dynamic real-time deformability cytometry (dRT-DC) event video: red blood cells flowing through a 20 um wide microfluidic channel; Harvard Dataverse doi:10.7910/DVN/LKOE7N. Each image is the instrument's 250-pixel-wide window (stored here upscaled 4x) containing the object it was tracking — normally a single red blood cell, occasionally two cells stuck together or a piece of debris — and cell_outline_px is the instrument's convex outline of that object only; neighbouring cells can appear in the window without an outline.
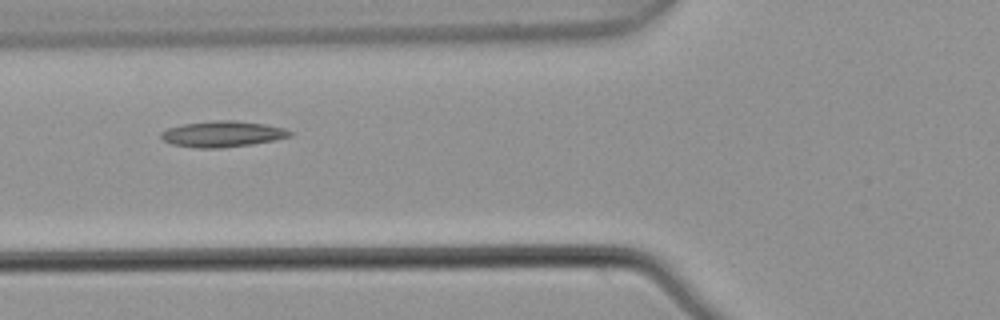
{"species": "common noctule bat (a hibernating species)", "species_latin": "Nyctalus noctula", "temperature_condition": "warm", "stored_images_in_passage": 4, "camera_frame_rate_fps": 3000, "um_per_image_px": 0.085, "animal": {"sex": "male", "body_mass_g": 21.5, "forearm_length_mm": 52.0}, "frame": {"image": 1, "passage_image": 3, "time_ms": 0.667, "image_size_px": [1000, 320], "cell_outline_px": [[292, 136], [252, 144], [220, 148], [196, 148], [172, 144], [164, 140], [160, 136], [160, 132], [168, 128], [184, 124], [216, 120], [236, 120], [264, 124], [284, 128], [292, 132]], "centroid_in_image_um": [18.9, 11.39], "position_along_channel_um": 106.9, "area_um2": 19.36}}
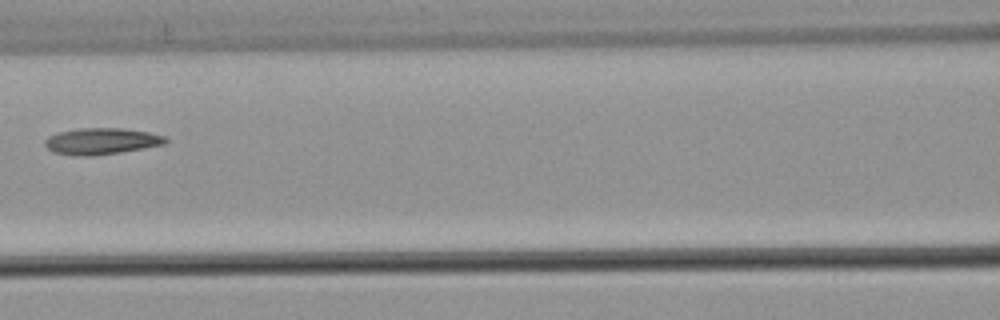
{"frame": {"image": 2, "passage_image": 4, "time_ms": 1.0, "image_size_px": [1000, 320], "cell_outline_px": [[168, 140], [164, 144], [120, 152], [92, 156], [72, 156], [52, 152], [44, 144], [44, 140], [48, 136], [56, 132], [80, 128], [124, 128], [148, 132], [164, 136]], "centroid_in_image_um": [8.56, 12.0], "position_along_channel_um": 158.0, "area_um2": 18.67}}